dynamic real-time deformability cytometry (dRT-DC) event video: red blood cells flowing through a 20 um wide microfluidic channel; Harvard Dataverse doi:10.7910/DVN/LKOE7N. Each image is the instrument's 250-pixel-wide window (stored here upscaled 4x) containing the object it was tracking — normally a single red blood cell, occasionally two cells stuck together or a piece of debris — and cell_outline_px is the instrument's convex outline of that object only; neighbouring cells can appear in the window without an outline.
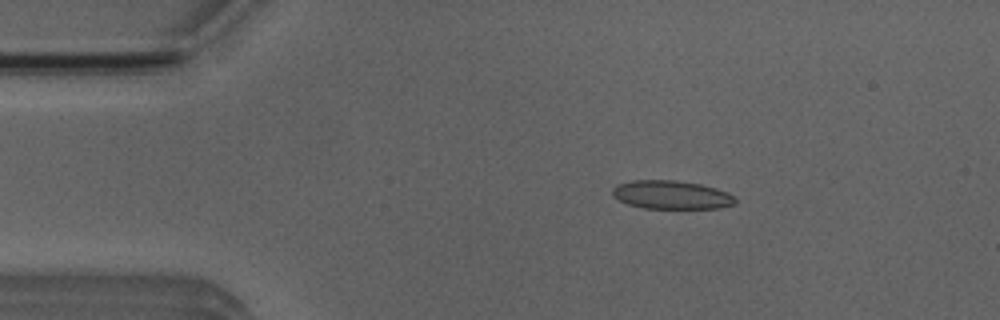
{"species": "Egyptian fruit bat (a non-hibernating species)", "species_latin": "Rousettus aegyptiacus", "temperature_condition": "room temperature", "stored_images_in_passage": 52, "camera_frame_rate_fps": 3000, "um_per_image_px": 0.085, "animal": {"sex": "male"}, "frame": {"image": 1, "passage_image": 9, "time_ms": 2.667, "image_size_px": [1000, 320], "cell_outline_px": [[736, 204], [720, 208], [644, 208], [628, 204], [612, 196], [612, 188], [616, 184], [632, 180], [672, 180], [700, 184], [716, 188], [728, 192], [736, 196]], "centroid_in_image_um": [57.08, 16.56], "position_along_channel_um": 27.9, "area_um2": 20.52}}
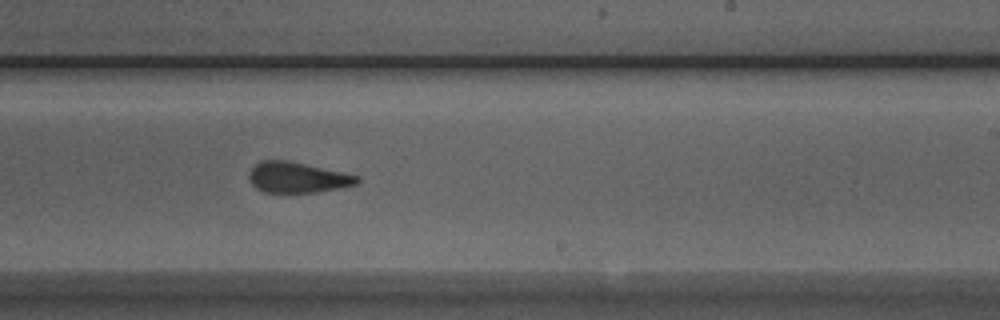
{"frame": {"image": 2, "passage_image": 31, "time_ms": 10.0, "image_size_px": [1000, 320], "cell_outline_px": [[360, 180], [356, 184], [316, 192], [264, 192], [256, 188], [252, 184], [248, 176], [248, 172], [260, 160], [288, 160], [360, 176]], "centroid_in_image_um": [25.25, 15.07], "position_along_channel_um": 263.8, "area_um2": 19.13}}
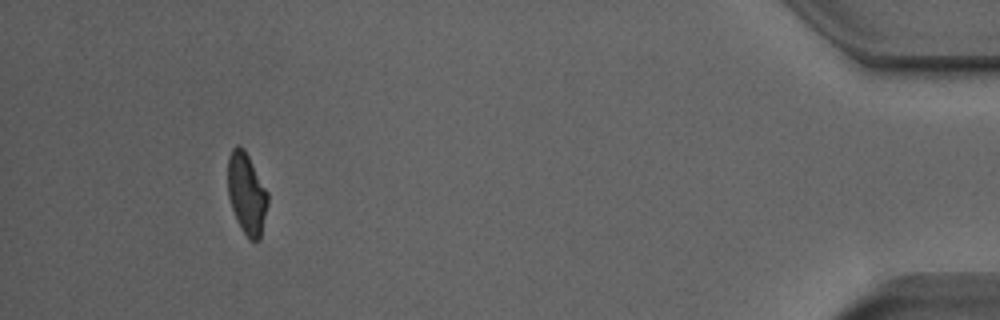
{"frame": {"image": 3, "passage_image": 48, "time_ms": 15.667, "image_size_px": [1000, 320], "cell_outline_px": [[268, 204], [260, 240], [248, 240], [240, 228], [236, 220], [228, 196], [228, 156], [232, 148], [236, 144], [240, 144], [244, 148], [268, 192]], "centroid_in_image_um": [20.96, 16.45], "position_along_channel_um": 414.2, "area_um2": 19.19}, "authors_computed_cell_mechanics": {"area_um2": 20.1433, "velocity_mm_per_s": 3.9351, "shape_relaxation_time_tau1_ms": 7.1236, "shape_relaxation_time_tau2_ms": 1.3784, "deformation_change_tau1": 0.1725, "deformation_change_tau2": 0.0747}}